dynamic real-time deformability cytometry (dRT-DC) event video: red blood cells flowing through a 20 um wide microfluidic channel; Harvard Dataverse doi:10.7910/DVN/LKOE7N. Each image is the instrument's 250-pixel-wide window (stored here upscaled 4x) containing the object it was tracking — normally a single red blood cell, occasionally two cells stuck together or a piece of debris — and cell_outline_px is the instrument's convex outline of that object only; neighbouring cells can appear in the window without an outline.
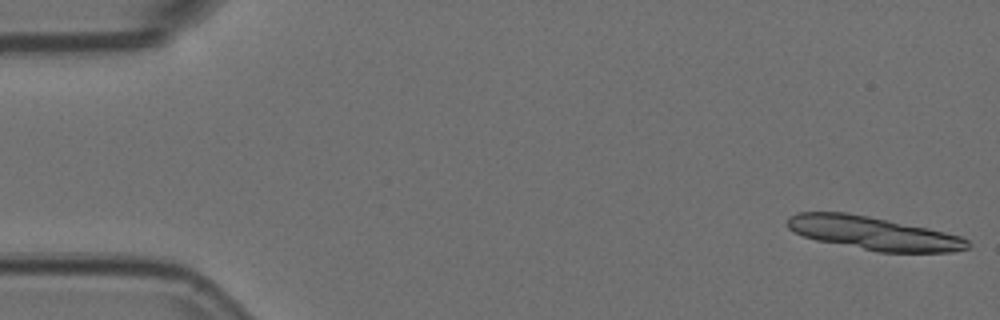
{"species": "Egyptian fruit bat (a non-hibernating species)", "species_latin": "Rousettus aegyptiacus", "temperature_condition": "room temperature", "stored_images_in_passage": 13, "camera_frame_rate_fps": 3000, "um_per_image_px": 0.085, "animal": {"sex": "female"}, "frame": {"image": 1, "passage_image": 1, "time_ms": 0.0, "image_size_px": [1000, 320], "cell_outline_px": [[968, 248], [952, 252], [876, 252], [816, 240], [804, 236], [788, 228], [788, 216], [796, 212], [848, 212], [928, 228], [960, 236], [968, 240]], "centroid_in_image_um": [74.21, 19.82], "position_along_channel_um": 10.8, "area_um2": 34.8}}